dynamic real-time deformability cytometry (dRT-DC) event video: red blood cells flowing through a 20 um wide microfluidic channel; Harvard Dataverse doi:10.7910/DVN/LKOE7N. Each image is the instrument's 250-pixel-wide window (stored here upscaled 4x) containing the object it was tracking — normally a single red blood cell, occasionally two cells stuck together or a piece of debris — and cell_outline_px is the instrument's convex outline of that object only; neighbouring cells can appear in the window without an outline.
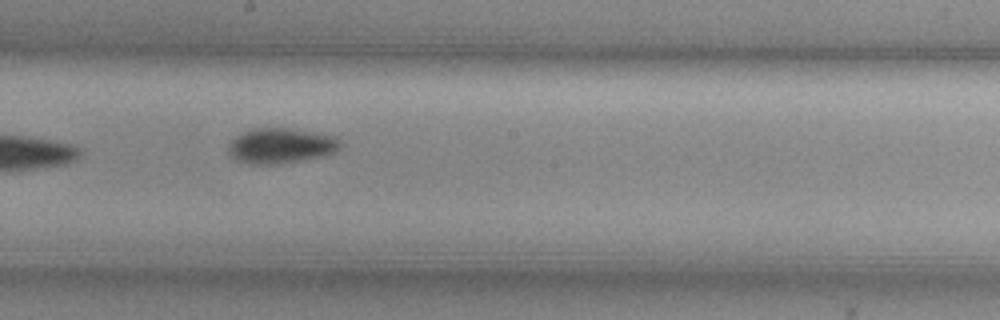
{"species": "common noctule bat (a hibernating species)", "species_latin": "Nyctalus noctula", "temperature_condition": "cold", "stored_images_in_passage": 8, "camera_frame_rate_fps": 3000, "um_per_image_px": 0.085, "animal": {"sex": "female", "body_mass_g": 29.2, "forearm_length_mm": 56.3}, "frame": {"image": 1, "passage_image": 7, "time_ms": 2.0, "image_size_px": [1000, 320], "cell_outline_px": [[340, 148], [336, 152], [324, 156], [276, 164], [252, 164], [240, 160], [232, 156], [228, 152], [228, 148], [232, 140], [240, 132], [252, 128], [288, 128], [336, 136], [340, 140]], "centroid_in_image_um": [23.89, 12.37], "position_along_channel_um": 224.3, "area_um2": 22.89}}